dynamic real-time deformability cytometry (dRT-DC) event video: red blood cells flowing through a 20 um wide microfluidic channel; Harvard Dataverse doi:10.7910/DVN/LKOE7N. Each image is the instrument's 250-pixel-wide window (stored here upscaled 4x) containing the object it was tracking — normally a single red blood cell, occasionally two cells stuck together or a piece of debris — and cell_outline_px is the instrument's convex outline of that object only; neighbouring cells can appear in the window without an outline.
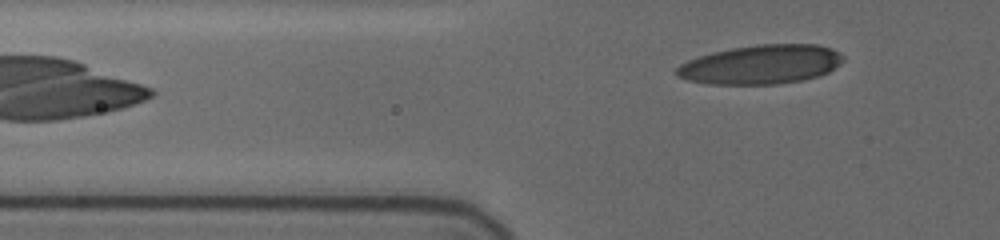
{"species": "human", "species_latin": "Homo sapiens", "temperature_condition": "cold", "stored_images_in_passage": 6, "camera_frame_rate_fps": 3000, "um_per_image_px": 0.085, "donor": {"sex": "female"}, "frame": {"image": 1, "passage_image": 6, "time_ms": 4.0, "image_size_px": [1000, 240], "cell_outline_px": [[844, 60], [840, 64], [828, 72], [820, 76], [800, 80], [776, 84], [708, 84], [688, 80], [676, 76], [676, 68], [680, 64], [688, 60], [712, 52], [732, 48], [756, 44], [816, 44], [832, 48], [840, 52], [844, 56]], "centroid_in_image_um": [64.7, 5.47], "position_along_channel_um": 61.1, "area_um2": 38.09}}